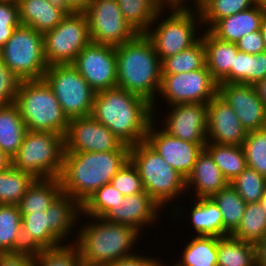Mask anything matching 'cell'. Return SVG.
Here are the masks:
<instances>
[{"label": "cell", "mask_w": 266, "mask_h": 266, "mask_svg": "<svg viewBox=\"0 0 266 266\" xmlns=\"http://www.w3.org/2000/svg\"><path fill=\"white\" fill-rule=\"evenodd\" d=\"M78 226L75 244L83 266H107L132 257L141 251V243H145L143 236L131 226L89 217L82 212Z\"/></svg>", "instance_id": "6da1fadb"}, {"label": "cell", "mask_w": 266, "mask_h": 266, "mask_svg": "<svg viewBox=\"0 0 266 266\" xmlns=\"http://www.w3.org/2000/svg\"><path fill=\"white\" fill-rule=\"evenodd\" d=\"M91 116L131 147L145 141L153 111L145 98L114 87L95 94Z\"/></svg>", "instance_id": "7a4b0ae2"}, {"label": "cell", "mask_w": 266, "mask_h": 266, "mask_svg": "<svg viewBox=\"0 0 266 266\" xmlns=\"http://www.w3.org/2000/svg\"><path fill=\"white\" fill-rule=\"evenodd\" d=\"M130 160V151L64 152L59 180L63 193L81 206L101 187L111 182Z\"/></svg>", "instance_id": "3957f363"}, {"label": "cell", "mask_w": 266, "mask_h": 266, "mask_svg": "<svg viewBox=\"0 0 266 266\" xmlns=\"http://www.w3.org/2000/svg\"><path fill=\"white\" fill-rule=\"evenodd\" d=\"M81 212L82 206L62 193L46 211L21 214L24 251L35 252L75 243Z\"/></svg>", "instance_id": "277c9868"}, {"label": "cell", "mask_w": 266, "mask_h": 266, "mask_svg": "<svg viewBox=\"0 0 266 266\" xmlns=\"http://www.w3.org/2000/svg\"><path fill=\"white\" fill-rule=\"evenodd\" d=\"M117 85L153 104L161 87V61L145 34L116 46Z\"/></svg>", "instance_id": "5b68a950"}, {"label": "cell", "mask_w": 266, "mask_h": 266, "mask_svg": "<svg viewBox=\"0 0 266 266\" xmlns=\"http://www.w3.org/2000/svg\"><path fill=\"white\" fill-rule=\"evenodd\" d=\"M130 161L139 172L144 191L166 210L167 215L187 196L186 178L167 164L146 141L130 147Z\"/></svg>", "instance_id": "8992f818"}, {"label": "cell", "mask_w": 266, "mask_h": 266, "mask_svg": "<svg viewBox=\"0 0 266 266\" xmlns=\"http://www.w3.org/2000/svg\"><path fill=\"white\" fill-rule=\"evenodd\" d=\"M203 30L196 6H164L145 35L162 62L195 44Z\"/></svg>", "instance_id": "52a82bcc"}, {"label": "cell", "mask_w": 266, "mask_h": 266, "mask_svg": "<svg viewBox=\"0 0 266 266\" xmlns=\"http://www.w3.org/2000/svg\"><path fill=\"white\" fill-rule=\"evenodd\" d=\"M15 104L28 131L66 135L69 119L44 79L21 81Z\"/></svg>", "instance_id": "ba28073f"}, {"label": "cell", "mask_w": 266, "mask_h": 266, "mask_svg": "<svg viewBox=\"0 0 266 266\" xmlns=\"http://www.w3.org/2000/svg\"><path fill=\"white\" fill-rule=\"evenodd\" d=\"M65 152L64 136L51 132L27 131L11 165L36 179L59 178Z\"/></svg>", "instance_id": "9c48e42d"}, {"label": "cell", "mask_w": 266, "mask_h": 266, "mask_svg": "<svg viewBox=\"0 0 266 266\" xmlns=\"http://www.w3.org/2000/svg\"><path fill=\"white\" fill-rule=\"evenodd\" d=\"M161 75L159 94L152 104L153 116L161 115L162 106L165 109L167 106L176 104H207L218 94V83L212 78L206 65L192 72Z\"/></svg>", "instance_id": "30bf717a"}, {"label": "cell", "mask_w": 266, "mask_h": 266, "mask_svg": "<svg viewBox=\"0 0 266 266\" xmlns=\"http://www.w3.org/2000/svg\"><path fill=\"white\" fill-rule=\"evenodd\" d=\"M3 62L22 81L43 79L48 68L43 34L20 24L3 47Z\"/></svg>", "instance_id": "8fae6325"}, {"label": "cell", "mask_w": 266, "mask_h": 266, "mask_svg": "<svg viewBox=\"0 0 266 266\" xmlns=\"http://www.w3.org/2000/svg\"><path fill=\"white\" fill-rule=\"evenodd\" d=\"M43 79L69 120L91 115L96 92L72 64L48 66Z\"/></svg>", "instance_id": "7c38bea8"}, {"label": "cell", "mask_w": 266, "mask_h": 266, "mask_svg": "<svg viewBox=\"0 0 266 266\" xmlns=\"http://www.w3.org/2000/svg\"><path fill=\"white\" fill-rule=\"evenodd\" d=\"M43 38L48 66L73 64L91 42L86 14H67L54 29L45 32Z\"/></svg>", "instance_id": "4fadbf2b"}, {"label": "cell", "mask_w": 266, "mask_h": 266, "mask_svg": "<svg viewBox=\"0 0 266 266\" xmlns=\"http://www.w3.org/2000/svg\"><path fill=\"white\" fill-rule=\"evenodd\" d=\"M85 14L92 43L116 47L137 35L123 17L116 0H91Z\"/></svg>", "instance_id": "5bb4252c"}, {"label": "cell", "mask_w": 266, "mask_h": 266, "mask_svg": "<svg viewBox=\"0 0 266 266\" xmlns=\"http://www.w3.org/2000/svg\"><path fill=\"white\" fill-rule=\"evenodd\" d=\"M65 152L130 151L104 124L91 115L69 120Z\"/></svg>", "instance_id": "9a60e30c"}, {"label": "cell", "mask_w": 266, "mask_h": 266, "mask_svg": "<svg viewBox=\"0 0 266 266\" xmlns=\"http://www.w3.org/2000/svg\"><path fill=\"white\" fill-rule=\"evenodd\" d=\"M188 198L189 197L187 196V198L185 197V200L183 199L184 203H182V200H181L170 211L169 215H167V217H169L170 219L167 221V223L169 222L170 224L169 226L170 228L172 227L171 223L172 224L174 223L173 225L179 228V226L183 227V225H186L189 222L187 226L188 227L190 226L191 228L187 229L186 227V230H188L189 232H190V229L194 230V231H191L190 236L191 235L192 236L204 235V236L223 237V236L230 235L224 229L222 213L219 207L215 204V202L211 198H189L192 200V202L190 200L187 204H185ZM183 204H185L186 206H184ZM187 207H190V208H187ZM186 219L188 221H186ZM181 221H186V222L184 223Z\"/></svg>", "instance_id": "2e32d148"}, {"label": "cell", "mask_w": 266, "mask_h": 266, "mask_svg": "<svg viewBox=\"0 0 266 266\" xmlns=\"http://www.w3.org/2000/svg\"><path fill=\"white\" fill-rule=\"evenodd\" d=\"M166 108L160 117L153 116L164 131L183 141L207 143V104L186 103Z\"/></svg>", "instance_id": "e0dca14e"}, {"label": "cell", "mask_w": 266, "mask_h": 266, "mask_svg": "<svg viewBox=\"0 0 266 266\" xmlns=\"http://www.w3.org/2000/svg\"><path fill=\"white\" fill-rule=\"evenodd\" d=\"M97 93L117 85V60L114 46L90 42L72 64Z\"/></svg>", "instance_id": "ac0fdd59"}, {"label": "cell", "mask_w": 266, "mask_h": 266, "mask_svg": "<svg viewBox=\"0 0 266 266\" xmlns=\"http://www.w3.org/2000/svg\"><path fill=\"white\" fill-rule=\"evenodd\" d=\"M145 141L185 178L193 171L194 164L206 145L178 139L164 131L155 120L150 122Z\"/></svg>", "instance_id": "d6986e66"}, {"label": "cell", "mask_w": 266, "mask_h": 266, "mask_svg": "<svg viewBox=\"0 0 266 266\" xmlns=\"http://www.w3.org/2000/svg\"><path fill=\"white\" fill-rule=\"evenodd\" d=\"M162 212L167 216L166 212L150 195L143 191L124 197L120 203L113 206L102 218L113 223L131 226L144 237L145 232L148 234L147 231L150 228L156 227L154 229L156 230L158 228L157 224L160 225L158 222H164Z\"/></svg>", "instance_id": "ffe728a7"}, {"label": "cell", "mask_w": 266, "mask_h": 266, "mask_svg": "<svg viewBox=\"0 0 266 266\" xmlns=\"http://www.w3.org/2000/svg\"><path fill=\"white\" fill-rule=\"evenodd\" d=\"M218 94L233 108L247 133L265 128L266 106L253 85L220 83Z\"/></svg>", "instance_id": "44dd1931"}, {"label": "cell", "mask_w": 266, "mask_h": 266, "mask_svg": "<svg viewBox=\"0 0 266 266\" xmlns=\"http://www.w3.org/2000/svg\"><path fill=\"white\" fill-rule=\"evenodd\" d=\"M246 136L235 111L219 94L207 103V142L242 146Z\"/></svg>", "instance_id": "7402d4cb"}, {"label": "cell", "mask_w": 266, "mask_h": 266, "mask_svg": "<svg viewBox=\"0 0 266 266\" xmlns=\"http://www.w3.org/2000/svg\"><path fill=\"white\" fill-rule=\"evenodd\" d=\"M228 185L229 182L204 148L194 164L193 171L186 178L187 195L190 198H211Z\"/></svg>", "instance_id": "603a6c76"}, {"label": "cell", "mask_w": 266, "mask_h": 266, "mask_svg": "<svg viewBox=\"0 0 266 266\" xmlns=\"http://www.w3.org/2000/svg\"><path fill=\"white\" fill-rule=\"evenodd\" d=\"M201 38L205 47L206 67L212 78L218 84L231 83V67L239 51L236 43L223 41L205 29Z\"/></svg>", "instance_id": "cb8c5ba5"}, {"label": "cell", "mask_w": 266, "mask_h": 266, "mask_svg": "<svg viewBox=\"0 0 266 266\" xmlns=\"http://www.w3.org/2000/svg\"><path fill=\"white\" fill-rule=\"evenodd\" d=\"M266 12L258 3L252 8L218 20L209 31L217 38L236 43L248 33L261 29Z\"/></svg>", "instance_id": "d4e9b609"}, {"label": "cell", "mask_w": 266, "mask_h": 266, "mask_svg": "<svg viewBox=\"0 0 266 266\" xmlns=\"http://www.w3.org/2000/svg\"><path fill=\"white\" fill-rule=\"evenodd\" d=\"M19 21L44 34L54 29L67 13L48 0H19Z\"/></svg>", "instance_id": "484cf974"}, {"label": "cell", "mask_w": 266, "mask_h": 266, "mask_svg": "<svg viewBox=\"0 0 266 266\" xmlns=\"http://www.w3.org/2000/svg\"><path fill=\"white\" fill-rule=\"evenodd\" d=\"M189 236L184 247L179 248L177 255L171 258L177 266H218L217 246L219 237L215 236ZM180 255L178 256V254ZM178 256V258H176ZM177 259V260H175Z\"/></svg>", "instance_id": "4316f807"}, {"label": "cell", "mask_w": 266, "mask_h": 266, "mask_svg": "<svg viewBox=\"0 0 266 266\" xmlns=\"http://www.w3.org/2000/svg\"><path fill=\"white\" fill-rule=\"evenodd\" d=\"M27 131V126L15 103L0 105V149L10 159L19 150Z\"/></svg>", "instance_id": "83f0119b"}, {"label": "cell", "mask_w": 266, "mask_h": 266, "mask_svg": "<svg viewBox=\"0 0 266 266\" xmlns=\"http://www.w3.org/2000/svg\"><path fill=\"white\" fill-rule=\"evenodd\" d=\"M62 193L59 178L36 179L19 203L20 212L31 214L46 211Z\"/></svg>", "instance_id": "f1b7e54d"}, {"label": "cell", "mask_w": 266, "mask_h": 266, "mask_svg": "<svg viewBox=\"0 0 266 266\" xmlns=\"http://www.w3.org/2000/svg\"><path fill=\"white\" fill-rule=\"evenodd\" d=\"M19 205L0 204V253L24 251Z\"/></svg>", "instance_id": "f546056e"}, {"label": "cell", "mask_w": 266, "mask_h": 266, "mask_svg": "<svg viewBox=\"0 0 266 266\" xmlns=\"http://www.w3.org/2000/svg\"><path fill=\"white\" fill-rule=\"evenodd\" d=\"M126 22L137 34H145L164 7L159 0H116Z\"/></svg>", "instance_id": "4dcf8cb0"}, {"label": "cell", "mask_w": 266, "mask_h": 266, "mask_svg": "<svg viewBox=\"0 0 266 266\" xmlns=\"http://www.w3.org/2000/svg\"><path fill=\"white\" fill-rule=\"evenodd\" d=\"M205 149L229 183L248 167L242 146L207 142Z\"/></svg>", "instance_id": "1f68e13d"}, {"label": "cell", "mask_w": 266, "mask_h": 266, "mask_svg": "<svg viewBox=\"0 0 266 266\" xmlns=\"http://www.w3.org/2000/svg\"><path fill=\"white\" fill-rule=\"evenodd\" d=\"M218 266H256L255 244L233 236L219 237L217 246Z\"/></svg>", "instance_id": "d6a6232c"}, {"label": "cell", "mask_w": 266, "mask_h": 266, "mask_svg": "<svg viewBox=\"0 0 266 266\" xmlns=\"http://www.w3.org/2000/svg\"><path fill=\"white\" fill-rule=\"evenodd\" d=\"M257 0H197L203 29L209 30L218 20L248 10Z\"/></svg>", "instance_id": "836d02e7"}, {"label": "cell", "mask_w": 266, "mask_h": 266, "mask_svg": "<svg viewBox=\"0 0 266 266\" xmlns=\"http://www.w3.org/2000/svg\"><path fill=\"white\" fill-rule=\"evenodd\" d=\"M36 180L12 165L0 172V204L19 205L27 189Z\"/></svg>", "instance_id": "e575fe53"}, {"label": "cell", "mask_w": 266, "mask_h": 266, "mask_svg": "<svg viewBox=\"0 0 266 266\" xmlns=\"http://www.w3.org/2000/svg\"><path fill=\"white\" fill-rule=\"evenodd\" d=\"M206 65L205 47L202 38L189 48L165 58L161 62V74L192 72Z\"/></svg>", "instance_id": "d590c367"}, {"label": "cell", "mask_w": 266, "mask_h": 266, "mask_svg": "<svg viewBox=\"0 0 266 266\" xmlns=\"http://www.w3.org/2000/svg\"><path fill=\"white\" fill-rule=\"evenodd\" d=\"M266 234V212L260 202L247 203L234 238L256 244Z\"/></svg>", "instance_id": "8d00e7d4"}, {"label": "cell", "mask_w": 266, "mask_h": 266, "mask_svg": "<svg viewBox=\"0 0 266 266\" xmlns=\"http://www.w3.org/2000/svg\"><path fill=\"white\" fill-rule=\"evenodd\" d=\"M222 213L224 229L231 235L240 224L247 203L228 185L211 197Z\"/></svg>", "instance_id": "74e56055"}, {"label": "cell", "mask_w": 266, "mask_h": 266, "mask_svg": "<svg viewBox=\"0 0 266 266\" xmlns=\"http://www.w3.org/2000/svg\"><path fill=\"white\" fill-rule=\"evenodd\" d=\"M33 253L35 266H83L80 251L75 243H65Z\"/></svg>", "instance_id": "f35d334b"}, {"label": "cell", "mask_w": 266, "mask_h": 266, "mask_svg": "<svg viewBox=\"0 0 266 266\" xmlns=\"http://www.w3.org/2000/svg\"><path fill=\"white\" fill-rule=\"evenodd\" d=\"M246 202H259L266 193V177L247 167L229 183Z\"/></svg>", "instance_id": "ab89813d"}, {"label": "cell", "mask_w": 266, "mask_h": 266, "mask_svg": "<svg viewBox=\"0 0 266 266\" xmlns=\"http://www.w3.org/2000/svg\"><path fill=\"white\" fill-rule=\"evenodd\" d=\"M125 196L110 183L99 188L83 205L82 213L89 217L102 218Z\"/></svg>", "instance_id": "60d3db41"}, {"label": "cell", "mask_w": 266, "mask_h": 266, "mask_svg": "<svg viewBox=\"0 0 266 266\" xmlns=\"http://www.w3.org/2000/svg\"><path fill=\"white\" fill-rule=\"evenodd\" d=\"M242 148L247 166L266 177V129L248 132Z\"/></svg>", "instance_id": "b9f144b4"}, {"label": "cell", "mask_w": 266, "mask_h": 266, "mask_svg": "<svg viewBox=\"0 0 266 266\" xmlns=\"http://www.w3.org/2000/svg\"><path fill=\"white\" fill-rule=\"evenodd\" d=\"M110 184L125 197L144 191L139 172L130 160L112 178Z\"/></svg>", "instance_id": "7bdbcfd3"}, {"label": "cell", "mask_w": 266, "mask_h": 266, "mask_svg": "<svg viewBox=\"0 0 266 266\" xmlns=\"http://www.w3.org/2000/svg\"><path fill=\"white\" fill-rule=\"evenodd\" d=\"M21 81L3 61H0V105L15 103Z\"/></svg>", "instance_id": "ee69618b"}, {"label": "cell", "mask_w": 266, "mask_h": 266, "mask_svg": "<svg viewBox=\"0 0 266 266\" xmlns=\"http://www.w3.org/2000/svg\"><path fill=\"white\" fill-rule=\"evenodd\" d=\"M231 83L252 85V54L238 51L231 67Z\"/></svg>", "instance_id": "f6af8a7d"}, {"label": "cell", "mask_w": 266, "mask_h": 266, "mask_svg": "<svg viewBox=\"0 0 266 266\" xmlns=\"http://www.w3.org/2000/svg\"><path fill=\"white\" fill-rule=\"evenodd\" d=\"M239 51L256 55L266 51V45L260 30L248 33L236 42Z\"/></svg>", "instance_id": "bcb514c9"}, {"label": "cell", "mask_w": 266, "mask_h": 266, "mask_svg": "<svg viewBox=\"0 0 266 266\" xmlns=\"http://www.w3.org/2000/svg\"><path fill=\"white\" fill-rule=\"evenodd\" d=\"M0 266H35L34 253L29 250L0 253Z\"/></svg>", "instance_id": "7dc6e473"}, {"label": "cell", "mask_w": 266, "mask_h": 266, "mask_svg": "<svg viewBox=\"0 0 266 266\" xmlns=\"http://www.w3.org/2000/svg\"><path fill=\"white\" fill-rule=\"evenodd\" d=\"M0 25H20L18 3L0 0Z\"/></svg>", "instance_id": "c3c4849f"}, {"label": "cell", "mask_w": 266, "mask_h": 266, "mask_svg": "<svg viewBox=\"0 0 266 266\" xmlns=\"http://www.w3.org/2000/svg\"><path fill=\"white\" fill-rule=\"evenodd\" d=\"M144 250L145 249H143L142 252L141 251L138 252L136 255H134L132 257L120 259L118 261H115L114 263L107 265V266H155L156 262L161 257H158V256L153 257L150 254L149 255L145 254Z\"/></svg>", "instance_id": "681fc988"}, {"label": "cell", "mask_w": 266, "mask_h": 266, "mask_svg": "<svg viewBox=\"0 0 266 266\" xmlns=\"http://www.w3.org/2000/svg\"><path fill=\"white\" fill-rule=\"evenodd\" d=\"M266 78V51L252 54V85Z\"/></svg>", "instance_id": "f907efd6"}, {"label": "cell", "mask_w": 266, "mask_h": 266, "mask_svg": "<svg viewBox=\"0 0 266 266\" xmlns=\"http://www.w3.org/2000/svg\"><path fill=\"white\" fill-rule=\"evenodd\" d=\"M91 0H66V13H85Z\"/></svg>", "instance_id": "816d5d0a"}, {"label": "cell", "mask_w": 266, "mask_h": 266, "mask_svg": "<svg viewBox=\"0 0 266 266\" xmlns=\"http://www.w3.org/2000/svg\"><path fill=\"white\" fill-rule=\"evenodd\" d=\"M256 266H266V234L255 244Z\"/></svg>", "instance_id": "f5cc1de1"}, {"label": "cell", "mask_w": 266, "mask_h": 266, "mask_svg": "<svg viewBox=\"0 0 266 266\" xmlns=\"http://www.w3.org/2000/svg\"><path fill=\"white\" fill-rule=\"evenodd\" d=\"M19 25H0V47H4L5 43L12 36L13 31Z\"/></svg>", "instance_id": "db71d44e"}, {"label": "cell", "mask_w": 266, "mask_h": 266, "mask_svg": "<svg viewBox=\"0 0 266 266\" xmlns=\"http://www.w3.org/2000/svg\"><path fill=\"white\" fill-rule=\"evenodd\" d=\"M258 97L262 100L266 106V78L257 81L254 85Z\"/></svg>", "instance_id": "11a10c76"}, {"label": "cell", "mask_w": 266, "mask_h": 266, "mask_svg": "<svg viewBox=\"0 0 266 266\" xmlns=\"http://www.w3.org/2000/svg\"><path fill=\"white\" fill-rule=\"evenodd\" d=\"M163 6H195L197 0H159Z\"/></svg>", "instance_id": "9f6ffc18"}, {"label": "cell", "mask_w": 266, "mask_h": 266, "mask_svg": "<svg viewBox=\"0 0 266 266\" xmlns=\"http://www.w3.org/2000/svg\"><path fill=\"white\" fill-rule=\"evenodd\" d=\"M11 166V159L0 149V172Z\"/></svg>", "instance_id": "6f0895ef"}, {"label": "cell", "mask_w": 266, "mask_h": 266, "mask_svg": "<svg viewBox=\"0 0 266 266\" xmlns=\"http://www.w3.org/2000/svg\"><path fill=\"white\" fill-rule=\"evenodd\" d=\"M55 6L62 8L66 12V0H48Z\"/></svg>", "instance_id": "680465c9"}, {"label": "cell", "mask_w": 266, "mask_h": 266, "mask_svg": "<svg viewBox=\"0 0 266 266\" xmlns=\"http://www.w3.org/2000/svg\"><path fill=\"white\" fill-rule=\"evenodd\" d=\"M261 32H262L263 39H264V42L266 45V12H265L263 19H262V22H261Z\"/></svg>", "instance_id": "91938a15"}, {"label": "cell", "mask_w": 266, "mask_h": 266, "mask_svg": "<svg viewBox=\"0 0 266 266\" xmlns=\"http://www.w3.org/2000/svg\"><path fill=\"white\" fill-rule=\"evenodd\" d=\"M164 259L163 257H161L157 262H156V265L155 266H177L174 262H170L168 261L169 259H165V260H162ZM165 262V263H164ZM169 262V263H168ZM168 263V264H166ZM172 264V265H171Z\"/></svg>", "instance_id": "94428289"}, {"label": "cell", "mask_w": 266, "mask_h": 266, "mask_svg": "<svg viewBox=\"0 0 266 266\" xmlns=\"http://www.w3.org/2000/svg\"><path fill=\"white\" fill-rule=\"evenodd\" d=\"M260 204L263 207V210L266 212V193L265 195L260 199Z\"/></svg>", "instance_id": "6125c7cd"}, {"label": "cell", "mask_w": 266, "mask_h": 266, "mask_svg": "<svg viewBox=\"0 0 266 266\" xmlns=\"http://www.w3.org/2000/svg\"><path fill=\"white\" fill-rule=\"evenodd\" d=\"M257 3L266 9V0H257Z\"/></svg>", "instance_id": "be15d7a7"}, {"label": "cell", "mask_w": 266, "mask_h": 266, "mask_svg": "<svg viewBox=\"0 0 266 266\" xmlns=\"http://www.w3.org/2000/svg\"><path fill=\"white\" fill-rule=\"evenodd\" d=\"M0 61H3V48L0 47Z\"/></svg>", "instance_id": "e7e4bbea"}, {"label": "cell", "mask_w": 266, "mask_h": 266, "mask_svg": "<svg viewBox=\"0 0 266 266\" xmlns=\"http://www.w3.org/2000/svg\"><path fill=\"white\" fill-rule=\"evenodd\" d=\"M2 1H12V2L18 3L19 0H2Z\"/></svg>", "instance_id": "03108f58"}]
</instances>
